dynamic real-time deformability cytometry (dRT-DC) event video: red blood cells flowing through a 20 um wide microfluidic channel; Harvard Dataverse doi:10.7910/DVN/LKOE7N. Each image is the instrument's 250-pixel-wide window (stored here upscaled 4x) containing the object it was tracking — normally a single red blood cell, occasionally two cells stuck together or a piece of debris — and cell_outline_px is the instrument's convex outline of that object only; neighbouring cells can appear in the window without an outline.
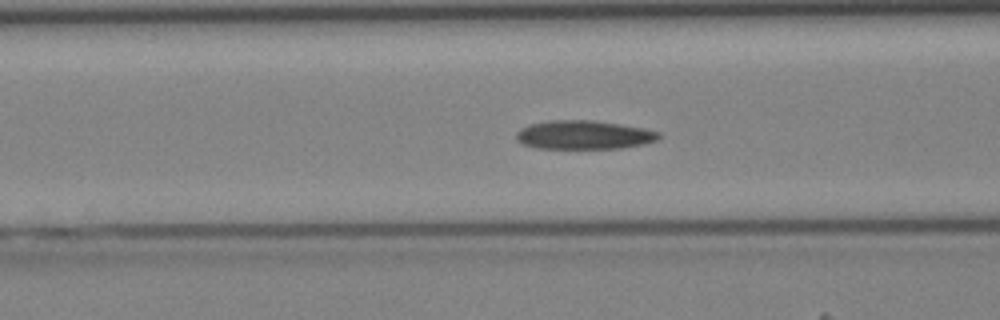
{"species": "Egyptian fruit bat (a non-hibernating species)", "species_latin": "Rousettus aegyptiacus", "temperature_condition": "cold", "stored_images_in_passage": 36, "camera_frame_rate_fps": 3000, "um_per_image_px": 0.085, "animal": {"sex": "female"}, "frame": {"image": 1, "passage_image": 16, "time_ms": 5.0, "image_size_px": [1000, 320], "cell_outline_px": [[660, 136], [656, 140], [644, 144], [620, 148], [536, 148], [524, 144], [516, 140], [516, 132], [520, 128], [528, 124], [548, 120], [592, 120], [620, 124], [644, 128], [660, 132]], "centroid_in_image_um": [49.6, 11.45], "position_along_channel_um": 117.0, "area_um2": 23.93}}
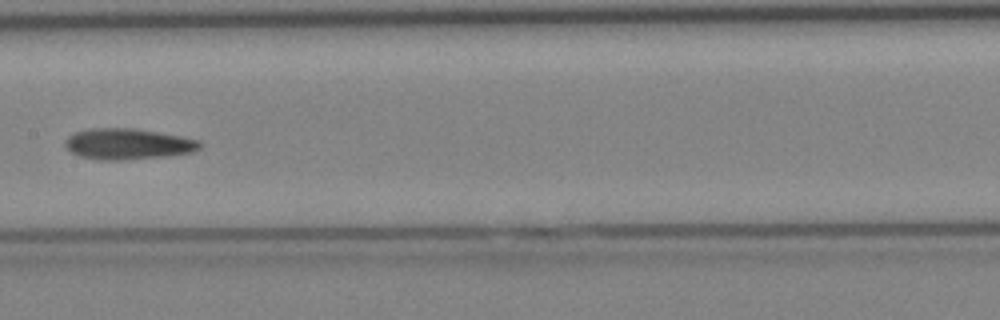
{"frame": {"image": 2, "passage_image": 21, "time_ms": 6.667, "image_size_px": [1000, 320], "cell_outline_px": [[204, 144], [200, 148], [192, 152], [164, 156], [124, 160], [100, 160], [80, 156], [72, 152], [64, 144], [68, 136], [76, 132], [88, 128], [132, 128], [160, 132], [200, 140]], "centroid_in_image_um": [10.89, 12.23], "position_along_channel_um": 196.5, "area_um2": 24.28}}
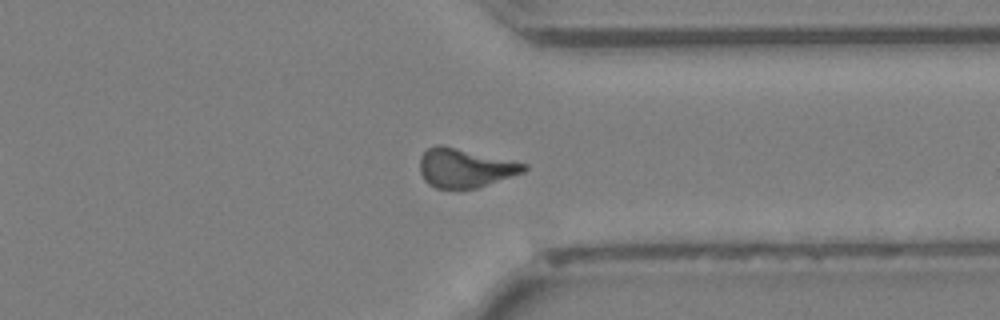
{"frame": {"image": 3, "passage_image": 32, "time_ms": 10.333, "image_size_px": [1000, 320], "cell_outline_px": [[528, 168], [524, 172], [476, 188], [436, 188], [428, 184], [424, 180], [420, 172], [420, 156], [428, 148], [436, 144], [440, 144], [528, 164]], "centroid_in_image_um": [39.5, 14.27], "position_along_channel_um": 371.9, "area_um2": 23.47}}